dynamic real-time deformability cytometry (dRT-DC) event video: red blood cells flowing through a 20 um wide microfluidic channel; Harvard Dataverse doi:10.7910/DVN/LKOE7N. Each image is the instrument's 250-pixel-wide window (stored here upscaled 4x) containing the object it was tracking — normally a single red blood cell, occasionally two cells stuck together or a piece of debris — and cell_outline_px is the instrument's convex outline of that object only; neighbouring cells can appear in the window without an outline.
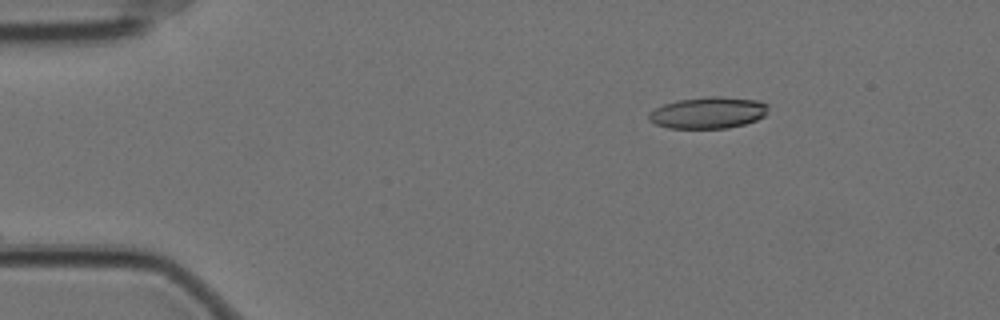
{"species": "Egyptian fruit bat (a non-hibernating species)", "species_latin": "Rousettus aegyptiacus", "temperature_condition": "cold", "stored_images_in_passage": 25, "camera_frame_rate_fps": 3000, "um_per_image_px": 0.085, "animal": {"sex": "female"}, "frame": {"image": 1, "passage_image": 1, "time_ms": 0.0, "image_size_px": [1000, 320], "cell_outline_px": [[768, 108], [764, 116], [756, 120], [744, 124], [728, 128], [668, 128], [656, 124], [648, 120], [648, 112], [664, 104], [676, 100], [708, 96], [720, 96], [756, 100], [768, 104]], "centroid_in_image_um": [60.17, 9.58], "position_along_channel_um": 24.8, "area_um2": 22.02}}
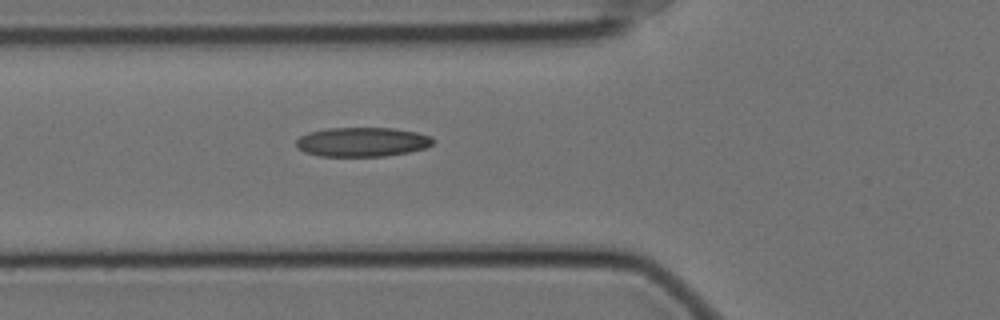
{"frame": {"image": 2, "passage_image": 13, "time_ms": 4.0, "image_size_px": [1000, 320], "cell_outline_px": [[436, 140], [432, 144], [424, 148], [408, 152], [384, 156], [320, 156], [304, 152], [296, 148], [296, 140], [300, 136], [308, 132], [328, 128], [392, 128], [416, 132], [432, 136]], "centroid_in_image_um": [30.77, 12.06], "position_along_channel_um": 95.0, "area_um2": 23.47}}
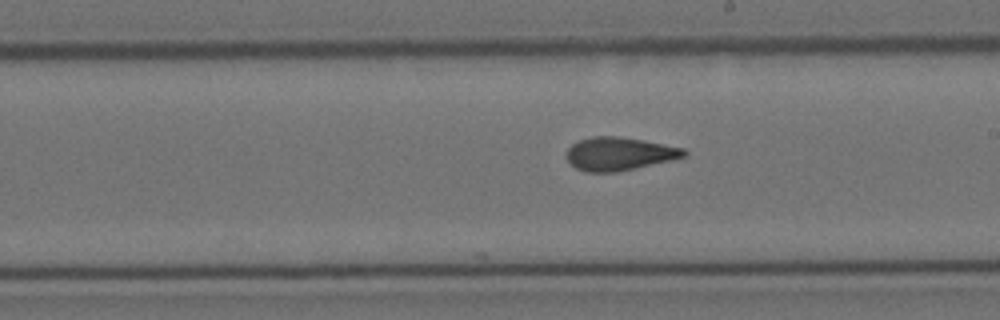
{"frame": {"image": 3, "passage_image": 25, "time_ms": 8.0, "image_size_px": [1000, 320], "cell_outline_px": [[688, 152], [684, 156], [668, 160], [616, 172], [584, 172], [576, 168], [564, 156], [568, 148], [572, 144], [580, 140], [592, 136], [616, 136], [640, 140], [684, 148]], "centroid_in_image_um": [52.56, 13.07], "position_along_channel_um": 236.4, "area_um2": 22.31}}